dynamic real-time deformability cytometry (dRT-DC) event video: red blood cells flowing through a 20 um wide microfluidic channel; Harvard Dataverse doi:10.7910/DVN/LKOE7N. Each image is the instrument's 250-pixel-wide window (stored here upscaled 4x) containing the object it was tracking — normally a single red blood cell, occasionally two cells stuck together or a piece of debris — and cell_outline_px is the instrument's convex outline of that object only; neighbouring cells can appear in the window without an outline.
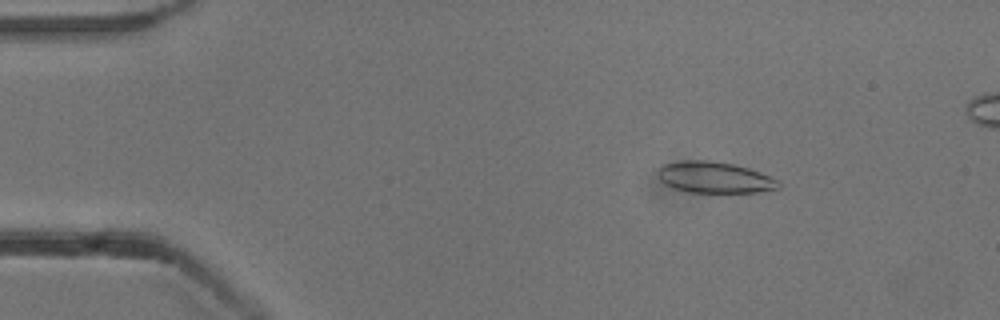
{"species": "common noctule bat (a hibernating species)", "species_latin": "Nyctalus noctula", "temperature_condition": "cold", "stored_images_in_passage": 54, "segment_of_instrument_passage": [1, 2], "camera_frame_rate_fps": 3000, "um_per_image_px": 0.085, "animal": {"sex": "male", "body_mass_g": 13.3}, "frame": {"image": 1, "passage_image": 8, "time_ms": 2.333, "image_size_px": [1000, 320], "cell_outline_px": [[780, 188], [756, 192], [688, 192], [672, 188], [664, 184], [656, 176], [656, 172], [660, 164], [684, 160], [708, 160], [732, 164], [748, 168], [760, 172], [780, 180]], "centroid_in_image_um": [60.68, 15.07], "position_along_channel_um": 24.3, "area_um2": 22.25}}
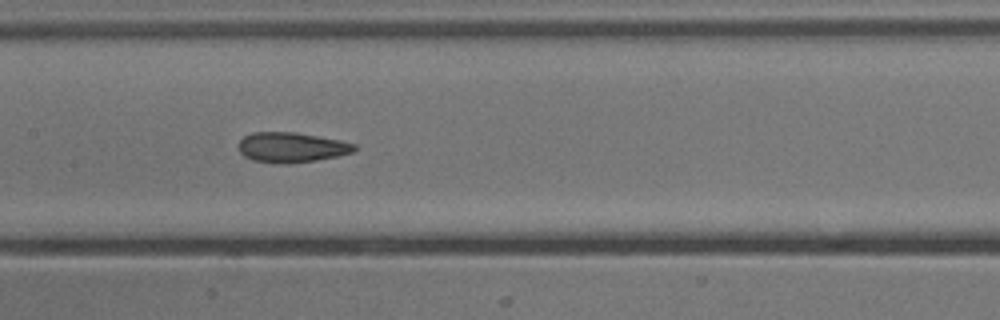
{"frame": {"image": 2, "passage_image": 26, "time_ms": 8.333, "image_size_px": [1000, 320], "cell_outline_px": [[356, 148], [352, 152], [340, 156], [316, 160], [288, 164], [284, 164], [252, 160], [244, 156], [240, 152], [236, 144], [244, 136], [252, 132], [296, 132], [340, 140], [356, 144]], "centroid_in_image_um": [24.75, 12.52], "position_along_channel_um": 182.6, "area_um2": 20.46}}
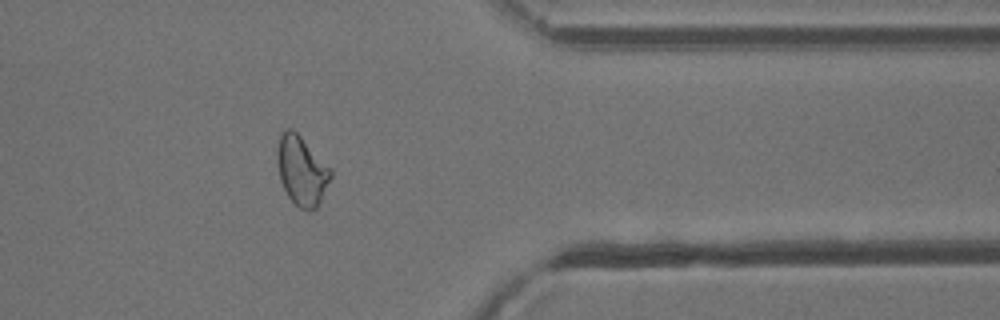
{"frame": {"image": 3, "passage_image": 43, "time_ms": 14.0, "image_size_px": [1000, 320], "cell_outline_px": [[332, 176], [316, 208], [300, 208], [288, 196], [280, 180], [276, 156], [276, 152], [280, 136], [284, 128], [292, 128], [332, 168]], "centroid_in_image_um": [25.63, 14.45], "position_along_channel_um": 385.8, "area_um2": 21.33}}